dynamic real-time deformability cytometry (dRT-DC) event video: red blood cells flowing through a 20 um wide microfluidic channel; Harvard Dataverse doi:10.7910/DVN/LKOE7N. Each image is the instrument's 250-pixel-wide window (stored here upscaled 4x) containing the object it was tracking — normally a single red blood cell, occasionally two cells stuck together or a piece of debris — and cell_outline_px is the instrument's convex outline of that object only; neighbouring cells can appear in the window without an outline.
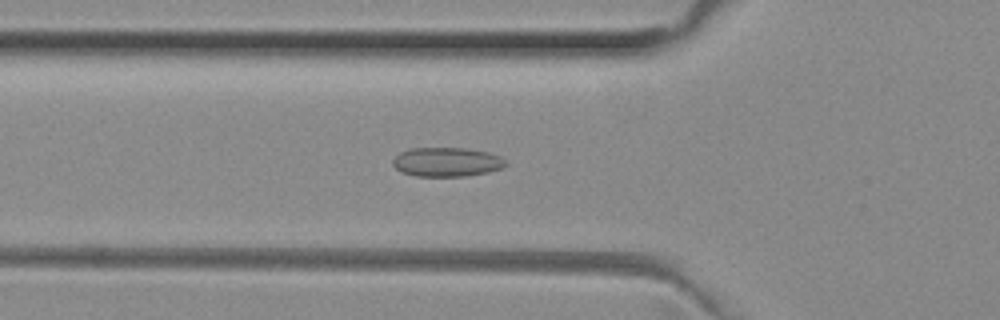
{"species": "common noctule bat (a hibernating species)", "species_latin": "Nyctalus noctula", "temperature_condition": "room temperature", "stored_images_in_passage": 50, "camera_frame_rate_fps": 3000, "um_per_image_px": 0.085, "animal": {"sex": "female", "body_mass_g": 29.2, "forearm_length_mm": 56.3}, "frame": {"image": 1, "passage_image": 17, "time_ms": 5.333, "image_size_px": [1000, 320], "cell_outline_px": [[508, 164], [500, 168], [488, 172], [464, 176], [416, 176], [404, 172], [396, 168], [392, 164], [392, 160], [400, 152], [412, 148], [464, 148], [488, 152], [500, 156]], "centroid_in_image_um": [37.97, 13.76], "position_along_channel_um": 87.8, "area_um2": 19.02}}
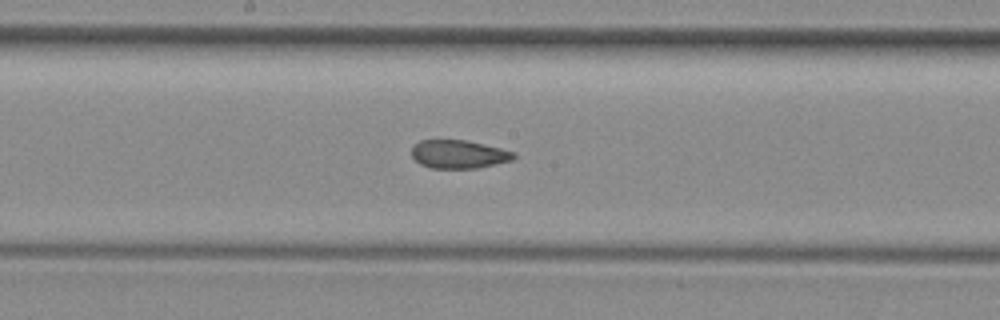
{"frame": {"image": 2, "passage_image": 26, "time_ms": 8.333, "image_size_px": [1000, 320], "cell_outline_px": [[516, 156], [512, 160], [476, 168], [432, 168], [420, 164], [412, 156], [412, 148], [420, 140], [464, 140], [500, 148], [516, 152]], "centroid_in_image_um": [38.99, 13.11], "position_along_channel_um": 209.2, "area_um2": 16.65}}
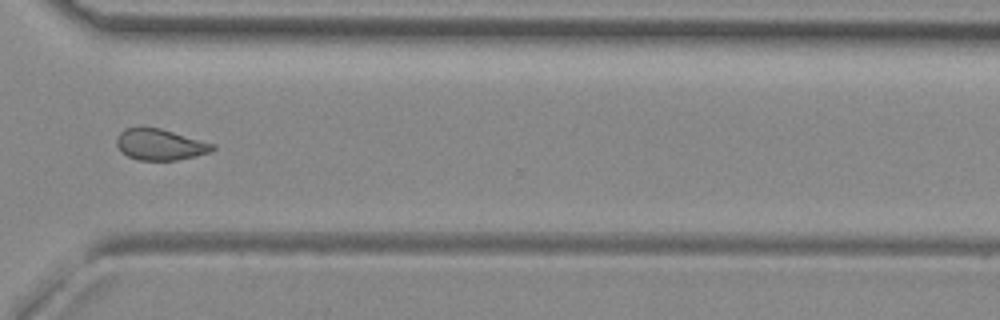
{"frame": {"image": 3, "passage_image": 37, "time_ms": 12.0, "image_size_px": [1000, 320], "cell_outline_px": [[216, 148], [212, 152], [176, 160], [140, 160], [128, 156], [120, 152], [116, 144], [116, 136], [124, 128], [160, 128], [216, 144]], "centroid_in_image_um": [13.61, 12.29], "position_along_channel_um": 357.0, "area_um2": 17.46}, "authors_computed_cell_mechanics": {"area_um2": 18.2937, "velocity_mm_per_s": 4.0356, "shape_relaxation_time_tau1_ms": null, "shape_relaxation_time_tau2_ms": 1.8563, "deformation_change_tau1": null, "deformation_change_tau2": 0.0768}}